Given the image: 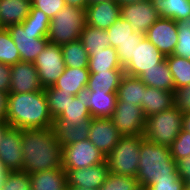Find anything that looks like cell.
<instances>
[{
    "mask_svg": "<svg viewBox=\"0 0 190 190\" xmlns=\"http://www.w3.org/2000/svg\"><path fill=\"white\" fill-rule=\"evenodd\" d=\"M85 13L87 25L103 30L110 28L121 17L120 4L117 1L89 4Z\"/></svg>",
    "mask_w": 190,
    "mask_h": 190,
    "instance_id": "obj_18",
    "label": "cell"
},
{
    "mask_svg": "<svg viewBox=\"0 0 190 190\" xmlns=\"http://www.w3.org/2000/svg\"><path fill=\"white\" fill-rule=\"evenodd\" d=\"M174 106L182 113H190V84L174 89Z\"/></svg>",
    "mask_w": 190,
    "mask_h": 190,
    "instance_id": "obj_43",
    "label": "cell"
},
{
    "mask_svg": "<svg viewBox=\"0 0 190 190\" xmlns=\"http://www.w3.org/2000/svg\"><path fill=\"white\" fill-rule=\"evenodd\" d=\"M22 171L28 174L62 168L63 147L51 127L22 129Z\"/></svg>",
    "mask_w": 190,
    "mask_h": 190,
    "instance_id": "obj_1",
    "label": "cell"
},
{
    "mask_svg": "<svg viewBox=\"0 0 190 190\" xmlns=\"http://www.w3.org/2000/svg\"><path fill=\"white\" fill-rule=\"evenodd\" d=\"M106 161V156L89 140H82L63 147L62 168L80 169Z\"/></svg>",
    "mask_w": 190,
    "mask_h": 190,
    "instance_id": "obj_8",
    "label": "cell"
},
{
    "mask_svg": "<svg viewBox=\"0 0 190 190\" xmlns=\"http://www.w3.org/2000/svg\"><path fill=\"white\" fill-rule=\"evenodd\" d=\"M10 65L0 62V92L9 93L11 82Z\"/></svg>",
    "mask_w": 190,
    "mask_h": 190,
    "instance_id": "obj_46",
    "label": "cell"
},
{
    "mask_svg": "<svg viewBox=\"0 0 190 190\" xmlns=\"http://www.w3.org/2000/svg\"><path fill=\"white\" fill-rule=\"evenodd\" d=\"M90 99V90L87 87L80 90L57 118L64 124L78 126L81 122L92 117L89 113Z\"/></svg>",
    "mask_w": 190,
    "mask_h": 190,
    "instance_id": "obj_19",
    "label": "cell"
},
{
    "mask_svg": "<svg viewBox=\"0 0 190 190\" xmlns=\"http://www.w3.org/2000/svg\"><path fill=\"white\" fill-rule=\"evenodd\" d=\"M44 91L48 101V109L53 119L57 118L66 109L74 97L71 93L62 92L54 86L47 87Z\"/></svg>",
    "mask_w": 190,
    "mask_h": 190,
    "instance_id": "obj_34",
    "label": "cell"
},
{
    "mask_svg": "<svg viewBox=\"0 0 190 190\" xmlns=\"http://www.w3.org/2000/svg\"><path fill=\"white\" fill-rule=\"evenodd\" d=\"M7 93L0 92V120L6 119Z\"/></svg>",
    "mask_w": 190,
    "mask_h": 190,
    "instance_id": "obj_48",
    "label": "cell"
},
{
    "mask_svg": "<svg viewBox=\"0 0 190 190\" xmlns=\"http://www.w3.org/2000/svg\"><path fill=\"white\" fill-rule=\"evenodd\" d=\"M9 93H30L43 90L37 69L32 62H17L10 67Z\"/></svg>",
    "mask_w": 190,
    "mask_h": 190,
    "instance_id": "obj_15",
    "label": "cell"
},
{
    "mask_svg": "<svg viewBox=\"0 0 190 190\" xmlns=\"http://www.w3.org/2000/svg\"><path fill=\"white\" fill-rule=\"evenodd\" d=\"M146 119L141 106L130 103H117L111 117L122 136L143 135Z\"/></svg>",
    "mask_w": 190,
    "mask_h": 190,
    "instance_id": "obj_10",
    "label": "cell"
},
{
    "mask_svg": "<svg viewBox=\"0 0 190 190\" xmlns=\"http://www.w3.org/2000/svg\"><path fill=\"white\" fill-rule=\"evenodd\" d=\"M124 74V69L90 73L87 88L90 92H100L104 94L117 93Z\"/></svg>",
    "mask_w": 190,
    "mask_h": 190,
    "instance_id": "obj_25",
    "label": "cell"
},
{
    "mask_svg": "<svg viewBox=\"0 0 190 190\" xmlns=\"http://www.w3.org/2000/svg\"><path fill=\"white\" fill-rule=\"evenodd\" d=\"M89 76L88 68L65 67L64 72L53 86L62 92L76 96L80 90L87 87Z\"/></svg>",
    "mask_w": 190,
    "mask_h": 190,
    "instance_id": "obj_23",
    "label": "cell"
},
{
    "mask_svg": "<svg viewBox=\"0 0 190 190\" xmlns=\"http://www.w3.org/2000/svg\"><path fill=\"white\" fill-rule=\"evenodd\" d=\"M82 44L90 56L95 51L110 47V40L106 30L86 25L81 33Z\"/></svg>",
    "mask_w": 190,
    "mask_h": 190,
    "instance_id": "obj_31",
    "label": "cell"
},
{
    "mask_svg": "<svg viewBox=\"0 0 190 190\" xmlns=\"http://www.w3.org/2000/svg\"><path fill=\"white\" fill-rule=\"evenodd\" d=\"M86 25L85 9L66 5L51 18L47 39L59 46L68 44L81 38Z\"/></svg>",
    "mask_w": 190,
    "mask_h": 190,
    "instance_id": "obj_4",
    "label": "cell"
},
{
    "mask_svg": "<svg viewBox=\"0 0 190 190\" xmlns=\"http://www.w3.org/2000/svg\"><path fill=\"white\" fill-rule=\"evenodd\" d=\"M174 106V92L147 86L141 108L146 117L158 114Z\"/></svg>",
    "mask_w": 190,
    "mask_h": 190,
    "instance_id": "obj_21",
    "label": "cell"
},
{
    "mask_svg": "<svg viewBox=\"0 0 190 190\" xmlns=\"http://www.w3.org/2000/svg\"><path fill=\"white\" fill-rule=\"evenodd\" d=\"M176 163L180 177L185 180L186 188L190 190V157L182 158Z\"/></svg>",
    "mask_w": 190,
    "mask_h": 190,
    "instance_id": "obj_47",
    "label": "cell"
},
{
    "mask_svg": "<svg viewBox=\"0 0 190 190\" xmlns=\"http://www.w3.org/2000/svg\"><path fill=\"white\" fill-rule=\"evenodd\" d=\"M173 55L190 60V31L178 30V42L173 51Z\"/></svg>",
    "mask_w": 190,
    "mask_h": 190,
    "instance_id": "obj_44",
    "label": "cell"
},
{
    "mask_svg": "<svg viewBox=\"0 0 190 190\" xmlns=\"http://www.w3.org/2000/svg\"><path fill=\"white\" fill-rule=\"evenodd\" d=\"M21 61L19 50L14 44L7 28H0V62L15 65Z\"/></svg>",
    "mask_w": 190,
    "mask_h": 190,
    "instance_id": "obj_35",
    "label": "cell"
},
{
    "mask_svg": "<svg viewBox=\"0 0 190 190\" xmlns=\"http://www.w3.org/2000/svg\"><path fill=\"white\" fill-rule=\"evenodd\" d=\"M8 172L9 170L6 168L4 163L0 160V184L3 182Z\"/></svg>",
    "mask_w": 190,
    "mask_h": 190,
    "instance_id": "obj_53",
    "label": "cell"
},
{
    "mask_svg": "<svg viewBox=\"0 0 190 190\" xmlns=\"http://www.w3.org/2000/svg\"><path fill=\"white\" fill-rule=\"evenodd\" d=\"M14 44L19 50L22 62H34L49 42L48 32H37L32 29H23L21 23L7 27Z\"/></svg>",
    "mask_w": 190,
    "mask_h": 190,
    "instance_id": "obj_9",
    "label": "cell"
},
{
    "mask_svg": "<svg viewBox=\"0 0 190 190\" xmlns=\"http://www.w3.org/2000/svg\"><path fill=\"white\" fill-rule=\"evenodd\" d=\"M123 69L119 63L116 48L107 47L104 50L95 51L89 56L88 70L90 73Z\"/></svg>",
    "mask_w": 190,
    "mask_h": 190,
    "instance_id": "obj_28",
    "label": "cell"
},
{
    "mask_svg": "<svg viewBox=\"0 0 190 190\" xmlns=\"http://www.w3.org/2000/svg\"><path fill=\"white\" fill-rule=\"evenodd\" d=\"M137 185L136 178L109 173L98 190H133Z\"/></svg>",
    "mask_w": 190,
    "mask_h": 190,
    "instance_id": "obj_39",
    "label": "cell"
},
{
    "mask_svg": "<svg viewBox=\"0 0 190 190\" xmlns=\"http://www.w3.org/2000/svg\"><path fill=\"white\" fill-rule=\"evenodd\" d=\"M11 126L3 120H0V142L3 139V136L5 132L10 128Z\"/></svg>",
    "mask_w": 190,
    "mask_h": 190,
    "instance_id": "obj_52",
    "label": "cell"
},
{
    "mask_svg": "<svg viewBox=\"0 0 190 190\" xmlns=\"http://www.w3.org/2000/svg\"><path fill=\"white\" fill-rule=\"evenodd\" d=\"M149 190H185V180L180 177L178 180L155 181Z\"/></svg>",
    "mask_w": 190,
    "mask_h": 190,
    "instance_id": "obj_45",
    "label": "cell"
},
{
    "mask_svg": "<svg viewBox=\"0 0 190 190\" xmlns=\"http://www.w3.org/2000/svg\"><path fill=\"white\" fill-rule=\"evenodd\" d=\"M51 18L40 9L31 6V10L26 19L21 23L23 29H32L37 32H48Z\"/></svg>",
    "mask_w": 190,
    "mask_h": 190,
    "instance_id": "obj_38",
    "label": "cell"
},
{
    "mask_svg": "<svg viewBox=\"0 0 190 190\" xmlns=\"http://www.w3.org/2000/svg\"><path fill=\"white\" fill-rule=\"evenodd\" d=\"M120 14L131 25L134 33L142 34L160 18L150 0L121 5Z\"/></svg>",
    "mask_w": 190,
    "mask_h": 190,
    "instance_id": "obj_11",
    "label": "cell"
},
{
    "mask_svg": "<svg viewBox=\"0 0 190 190\" xmlns=\"http://www.w3.org/2000/svg\"><path fill=\"white\" fill-rule=\"evenodd\" d=\"M146 87L139 77L124 74L117 89V103L141 106Z\"/></svg>",
    "mask_w": 190,
    "mask_h": 190,
    "instance_id": "obj_26",
    "label": "cell"
},
{
    "mask_svg": "<svg viewBox=\"0 0 190 190\" xmlns=\"http://www.w3.org/2000/svg\"><path fill=\"white\" fill-rule=\"evenodd\" d=\"M143 140V135L122 136L106 156L109 173L136 178Z\"/></svg>",
    "mask_w": 190,
    "mask_h": 190,
    "instance_id": "obj_6",
    "label": "cell"
},
{
    "mask_svg": "<svg viewBox=\"0 0 190 190\" xmlns=\"http://www.w3.org/2000/svg\"><path fill=\"white\" fill-rule=\"evenodd\" d=\"M150 2L160 17L179 21L190 16V0H150Z\"/></svg>",
    "mask_w": 190,
    "mask_h": 190,
    "instance_id": "obj_29",
    "label": "cell"
},
{
    "mask_svg": "<svg viewBox=\"0 0 190 190\" xmlns=\"http://www.w3.org/2000/svg\"><path fill=\"white\" fill-rule=\"evenodd\" d=\"M183 114L175 107L147 117L143 137L155 144L170 147L182 130Z\"/></svg>",
    "mask_w": 190,
    "mask_h": 190,
    "instance_id": "obj_5",
    "label": "cell"
},
{
    "mask_svg": "<svg viewBox=\"0 0 190 190\" xmlns=\"http://www.w3.org/2000/svg\"><path fill=\"white\" fill-rule=\"evenodd\" d=\"M147 38L164 55H172L178 42L176 21L160 17L145 33Z\"/></svg>",
    "mask_w": 190,
    "mask_h": 190,
    "instance_id": "obj_12",
    "label": "cell"
},
{
    "mask_svg": "<svg viewBox=\"0 0 190 190\" xmlns=\"http://www.w3.org/2000/svg\"><path fill=\"white\" fill-rule=\"evenodd\" d=\"M144 37L145 34L141 33L136 39H127L116 48L119 63L122 68H124L131 61L134 50Z\"/></svg>",
    "mask_w": 190,
    "mask_h": 190,
    "instance_id": "obj_41",
    "label": "cell"
},
{
    "mask_svg": "<svg viewBox=\"0 0 190 190\" xmlns=\"http://www.w3.org/2000/svg\"><path fill=\"white\" fill-rule=\"evenodd\" d=\"M133 190H149V189L145 186L137 185Z\"/></svg>",
    "mask_w": 190,
    "mask_h": 190,
    "instance_id": "obj_57",
    "label": "cell"
},
{
    "mask_svg": "<svg viewBox=\"0 0 190 190\" xmlns=\"http://www.w3.org/2000/svg\"><path fill=\"white\" fill-rule=\"evenodd\" d=\"M108 1H116V0H88L89 4H98L102 2H108Z\"/></svg>",
    "mask_w": 190,
    "mask_h": 190,
    "instance_id": "obj_55",
    "label": "cell"
},
{
    "mask_svg": "<svg viewBox=\"0 0 190 190\" xmlns=\"http://www.w3.org/2000/svg\"><path fill=\"white\" fill-rule=\"evenodd\" d=\"M70 190H91L87 187H70Z\"/></svg>",
    "mask_w": 190,
    "mask_h": 190,
    "instance_id": "obj_56",
    "label": "cell"
},
{
    "mask_svg": "<svg viewBox=\"0 0 190 190\" xmlns=\"http://www.w3.org/2000/svg\"><path fill=\"white\" fill-rule=\"evenodd\" d=\"M182 129L190 133V113L183 114Z\"/></svg>",
    "mask_w": 190,
    "mask_h": 190,
    "instance_id": "obj_51",
    "label": "cell"
},
{
    "mask_svg": "<svg viewBox=\"0 0 190 190\" xmlns=\"http://www.w3.org/2000/svg\"><path fill=\"white\" fill-rule=\"evenodd\" d=\"M122 135L111 118H92L88 139L107 156Z\"/></svg>",
    "mask_w": 190,
    "mask_h": 190,
    "instance_id": "obj_14",
    "label": "cell"
},
{
    "mask_svg": "<svg viewBox=\"0 0 190 190\" xmlns=\"http://www.w3.org/2000/svg\"><path fill=\"white\" fill-rule=\"evenodd\" d=\"M32 7L40 9L49 18H53L61 9L66 6L64 0H31Z\"/></svg>",
    "mask_w": 190,
    "mask_h": 190,
    "instance_id": "obj_42",
    "label": "cell"
},
{
    "mask_svg": "<svg viewBox=\"0 0 190 190\" xmlns=\"http://www.w3.org/2000/svg\"><path fill=\"white\" fill-rule=\"evenodd\" d=\"M110 46L117 48L123 41L127 39H136L141 33H134L131 25L122 17L107 30Z\"/></svg>",
    "mask_w": 190,
    "mask_h": 190,
    "instance_id": "obj_36",
    "label": "cell"
},
{
    "mask_svg": "<svg viewBox=\"0 0 190 190\" xmlns=\"http://www.w3.org/2000/svg\"><path fill=\"white\" fill-rule=\"evenodd\" d=\"M165 56L147 38H143L134 50L133 58L123 68L124 73L139 77L145 70L160 64Z\"/></svg>",
    "mask_w": 190,
    "mask_h": 190,
    "instance_id": "obj_13",
    "label": "cell"
},
{
    "mask_svg": "<svg viewBox=\"0 0 190 190\" xmlns=\"http://www.w3.org/2000/svg\"><path fill=\"white\" fill-rule=\"evenodd\" d=\"M89 113L92 118H111L117 104V93L90 92Z\"/></svg>",
    "mask_w": 190,
    "mask_h": 190,
    "instance_id": "obj_30",
    "label": "cell"
},
{
    "mask_svg": "<svg viewBox=\"0 0 190 190\" xmlns=\"http://www.w3.org/2000/svg\"><path fill=\"white\" fill-rule=\"evenodd\" d=\"M92 117L77 125L64 124L59 118L53 119L52 130L62 147L88 139Z\"/></svg>",
    "mask_w": 190,
    "mask_h": 190,
    "instance_id": "obj_20",
    "label": "cell"
},
{
    "mask_svg": "<svg viewBox=\"0 0 190 190\" xmlns=\"http://www.w3.org/2000/svg\"><path fill=\"white\" fill-rule=\"evenodd\" d=\"M172 158L177 162L182 158L190 157V133L183 129L170 146Z\"/></svg>",
    "mask_w": 190,
    "mask_h": 190,
    "instance_id": "obj_40",
    "label": "cell"
},
{
    "mask_svg": "<svg viewBox=\"0 0 190 190\" xmlns=\"http://www.w3.org/2000/svg\"><path fill=\"white\" fill-rule=\"evenodd\" d=\"M65 67L88 68L89 55L80 39L61 45Z\"/></svg>",
    "mask_w": 190,
    "mask_h": 190,
    "instance_id": "obj_32",
    "label": "cell"
},
{
    "mask_svg": "<svg viewBox=\"0 0 190 190\" xmlns=\"http://www.w3.org/2000/svg\"><path fill=\"white\" fill-rule=\"evenodd\" d=\"M172 73L174 89L190 84V60L176 55L165 56Z\"/></svg>",
    "mask_w": 190,
    "mask_h": 190,
    "instance_id": "obj_33",
    "label": "cell"
},
{
    "mask_svg": "<svg viewBox=\"0 0 190 190\" xmlns=\"http://www.w3.org/2000/svg\"><path fill=\"white\" fill-rule=\"evenodd\" d=\"M66 5L85 9L89 3L88 0H64Z\"/></svg>",
    "mask_w": 190,
    "mask_h": 190,
    "instance_id": "obj_49",
    "label": "cell"
},
{
    "mask_svg": "<svg viewBox=\"0 0 190 190\" xmlns=\"http://www.w3.org/2000/svg\"><path fill=\"white\" fill-rule=\"evenodd\" d=\"M33 64L43 89L53 86L65 70L61 46L48 42Z\"/></svg>",
    "mask_w": 190,
    "mask_h": 190,
    "instance_id": "obj_7",
    "label": "cell"
},
{
    "mask_svg": "<svg viewBox=\"0 0 190 190\" xmlns=\"http://www.w3.org/2000/svg\"><path fill=\"white\" fill-rule=\"evenodd\" d=\"M63 190H70V187L67 186V187H66L65 189H63Z\"/></svg>",
    "mask_w": 190,
    "mask_h": 190,
    "instance_id": "obj_58",
    "label": "cell"
},
{
    "mask_svg": "<svg viewBox=\"0 0 190 190\" xmlns=\"http://www.w3.org/2000/svg\"><path fill=\"white\" fill-rule=\"evenodd\" d=\"M31 0H0V28L22 23L31 10Z\"/></svg>",
    "mask_w": 190,
    "mask_h": 190,
    "instance_id": "obj_22",
    "label": "cell"
},
{
    "mask_svg": "<svg viewBox=\"0 0 190 190\" xmlns=\"http://www.w3.org/2000/svg\"><path fill=\"white\" fill-rule=\"evenodd\" d=\"M116 1L121 6V5H126V4H131V3H137V2L147 1V0H116Z\"/></svg>",
    "mask_w": 190,
    "mask_h": 190,
    "instance_id": "obj_54",
    "label": "cell"
},
{
    "mask_svg": "<svg viewBox=\"0 0 190 190\" xmlns=\"http://www.w3.org/2000/svg\"><path fill=\"white\" fill-rule=\"evenodd\" d=\"M180 173L172 158L170 147L144 139L140 145L138 185L149 188L155 181L178 180Z\"/></svg>",
    "mask_w": 190,
    "mask_h": 190,
    "instance_id": "obj_3",
    "label": "cell"
},
{
    "mask_svg": "<svg viewBox=\"0 0 190 190\" xmlns=\"http://www.w3.org/2000/svg\"><path fill=\"white\" fill-rule=\"evenodd\" d=\"M1 186L2 190H31L29 174L24 171H9Z\"/></svg>",
    "mask_w": 190,
    "mask_h": 190,
    "instance_id": "obj_37",
    "label": "cell"
},
{
    "mask_svg": "<svg viewBox=\"0 0 190 190\" xmlns=\"http://www.w3.org/2000/svg\"><path fill=\"white\" fill-rule=\"evenodd\" d=\"M68 187H87L98 190L109 174L107 161L86 168L66 169Z\"/></svg>",
    "mask_w": 190,
    "mask_h": 190,
    "instance_id": "obj_16",
    "label": "cell"
},
{
    "mask_svg": "<svg viewBox=\"0 0 190 190\" xmlns=\"http://www.w3.org/2000/svg\"><path fill=\"white\" fill-rule=\"evenodd\" d=\"M177 23V30H189L190 31V16L183 19L176 21Z\"/></svg>",
    "mask_w": 190,
    "mask_h": 190,
    "instance_id": "obj_50",
    "label": "cell"
},
{
    "mask_svg": "<svg viewBox=\"0 0 190 190\" xmlns=\"http://www.w3.org/2000/svg\"><path fill=\"white\" fill-rule=\"evenodd\" d=\"M139 78L146 86L174 92V81L166 59L156 67L145 70Z\"/></svg>",
    "mask_w": 190,
    "mask_h": 190,
    "instance_id": "obj_27",
    "label": "cell"
},
{
    "mask_svg": "<svg viewBox=\"0 0 190 190\" xmlns=\"http://www.w3.org/2000/svg\"><path fill=\"white\" fill-rule=\"evenodd\" d=\"M31 190H63L67 187V173L63 168L29 174Z\"/></svg>",
    "mask_w": 190,
    "mask_h": 190,
    "instance_id": "obj_24",
    "label": "cell"
},
{
    "mask_svg": "<svg viewBox=\"0 0 190 190\" xmlns=\"http://www.w3.org/2000/svg\"><path fill=\"white\" fill-rule=\"evenodd\" d=\"M21 129L10 127L0 142V160L9 171H22Z\"/></svg>",
    "mask_w": 190,
    "mask_h": 190,
    "instance_id": "obj_17",
    "label": "cell"
},
{
    "mask_svg": "<svg viewBox=\"0 0 190 190\" xmlns=\"http://www.w3.org/2000/svg\"><path fill=\"white\" fill-rule=\"evenodd\" d=\"M5 121L12 128L21 130L52 127L53 118L44 89L30 93H8Z\"/></svg>",
    "mask_w": 190,
    "mask_h": 190,
    "instance_id": "obj_2",
    "label": "cell"
}]
</instances>
